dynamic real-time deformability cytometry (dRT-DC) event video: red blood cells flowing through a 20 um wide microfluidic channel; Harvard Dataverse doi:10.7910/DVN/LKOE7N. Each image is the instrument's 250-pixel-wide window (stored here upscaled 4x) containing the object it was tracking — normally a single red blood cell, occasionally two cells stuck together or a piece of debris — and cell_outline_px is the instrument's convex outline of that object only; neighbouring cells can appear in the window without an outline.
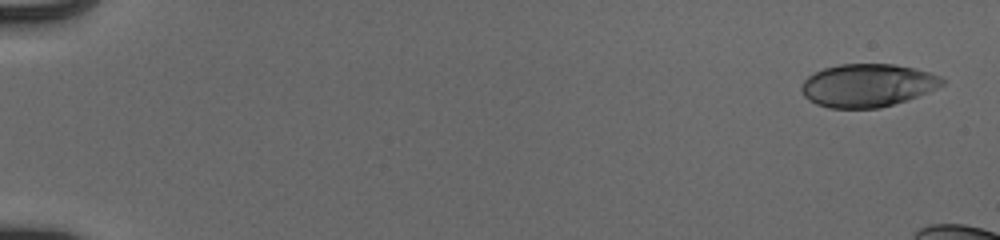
{"species": "human", "species_latin": "Homo sapiens", "temperature_condition": "cold", "stored_images_in_passage": 16, "camera_frame_rate_fps": 3000, "um_per_image_px": 0.085, "donor": {"sex": "male"}, "frame": {"image": 1, "passage_image": 1, "time_ms": 0.0, "image_size_px": [1000, 240], "cell_outline_px": [[944, 84], [928, 92], [908, 100], [880, 108], [828, 108], [816, 104], [808, 100], [804, 96], [800, 88], [804, 80], [808, 76], [824, 68], [840, 64], [892, 64], [916, 68], [940, 76], [944, 80]], "centroid_in_image_um": [73.73, 7.26], "position_along_channel_um": 11.3, "area_um2": 35.37}}